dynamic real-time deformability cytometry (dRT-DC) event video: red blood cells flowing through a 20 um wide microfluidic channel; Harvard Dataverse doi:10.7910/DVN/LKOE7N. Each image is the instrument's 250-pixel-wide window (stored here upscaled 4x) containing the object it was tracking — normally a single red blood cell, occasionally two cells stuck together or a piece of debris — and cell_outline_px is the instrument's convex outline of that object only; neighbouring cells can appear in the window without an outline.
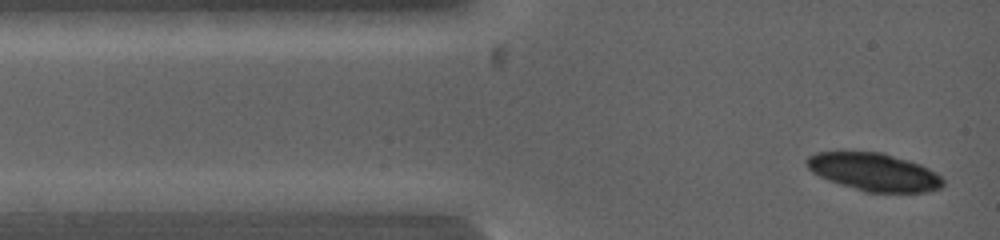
{"species": "common noctule bat (a hibernating species)", "species_latin": "Nyctalus noctula", "temperature_condition": "warm", "stored_images_in_passage": 5, "camera_frame_rate_fps": 5000, "um_per_image_px": 0.085, "animal": {"sex": "female", "body_mass_g": 19.0, "forearm_length_mm": 53.3}, "frame": {"image": 1, "passage_image": 2, "time_ms": 0.2, "image_size_px": [1000, 240], "cell_outline_px": [[944, 184], [940, 188], [928, 192], [864, 192], [828, 180], [812, 172], [808, 168], [804, 160], [808, 156], [816, 152], [880, 152], [920, 164], [936, 172], [944, 180]], "centroid_in_image_um": [74.28, 14.63], "position_along_channel_um": 10.7, "area_um2": 30.0}}